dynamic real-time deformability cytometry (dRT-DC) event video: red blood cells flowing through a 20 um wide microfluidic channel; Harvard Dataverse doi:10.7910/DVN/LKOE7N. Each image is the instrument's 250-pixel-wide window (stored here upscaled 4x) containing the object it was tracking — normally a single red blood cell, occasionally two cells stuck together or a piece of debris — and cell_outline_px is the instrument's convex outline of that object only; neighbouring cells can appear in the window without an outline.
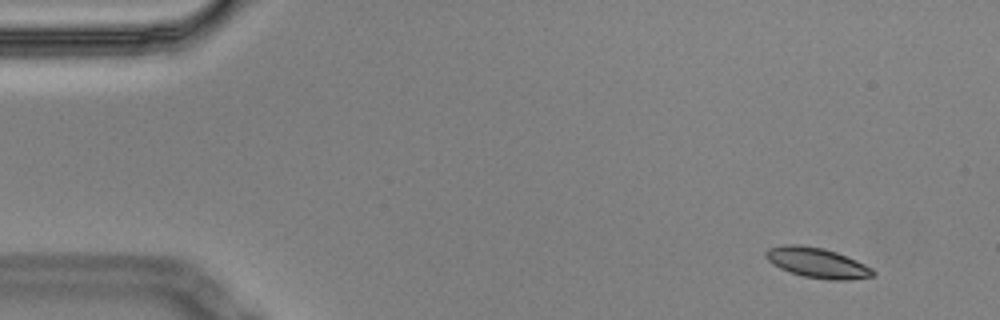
{"species": "Egyptian fruit bat (a non-hibernating species)", "species_latin": "Rousettus aegyptiacus", "temperature_condition": "cold", "stored_images_in_passage": 7, "camera_frame_rate_fps": 3000, "um_per_image_px": 0.085, "animal": {"sex": "male"}, "frame": {"image": 1, "passage_image": 2, "time_ms": 0.333, "image_size_px": [1000, 320], "cell_outline_px": [[876, 276], [848, 280], [828, 280], [804, 276], [780, 268], [772, 264], [764, 256], [764, 252], [768, 248], [784, 244], [800, 244], [824, 248], [836, 252], [856, 260], [872, 268], [876, 272]], "centroid_in_image_um": [69.46, 22.33], "position_along_channel_um": 15.5, "area_um2": 18.96}}